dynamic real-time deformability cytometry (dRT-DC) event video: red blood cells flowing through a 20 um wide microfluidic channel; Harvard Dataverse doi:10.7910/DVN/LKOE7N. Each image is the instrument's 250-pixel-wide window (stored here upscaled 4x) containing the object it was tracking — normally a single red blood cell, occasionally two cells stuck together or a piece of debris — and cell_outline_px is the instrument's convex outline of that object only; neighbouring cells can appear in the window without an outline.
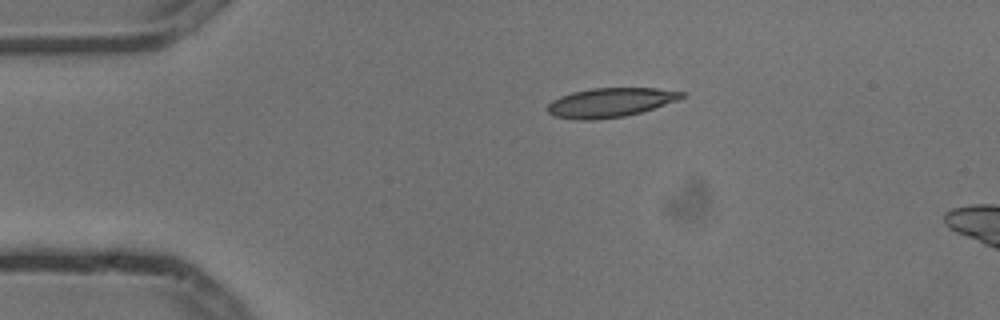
{"species": "common noctule bat (a hibernating species)", "species_latin": "Nyctalus noctula", "temperature_condition": "cold", "stored_images_in_passage": 4, "camera_frame_rate_fps": 3000, "um_per_image_px": 0.085, "animal": {"sex": "male", "body_mass_g": 13.3}, "frame": {"image": 1, "passage_image": 1, "time_ms": 0.0, "image_size_px": [1000, 320], "cell_outline_px": [[688, 96], [640, 112], [624, 116], [592, 120], [580, 120], [552, 116], [548, 112], [548, 104], [552, 100], [560, 96], [572, 92], [592, 88], [656, 88], [688, 92]], "centroid_in_image_um": [51.87, 8.7], "position_along_channel_um": 33.1, "area_um2": 22.83}}
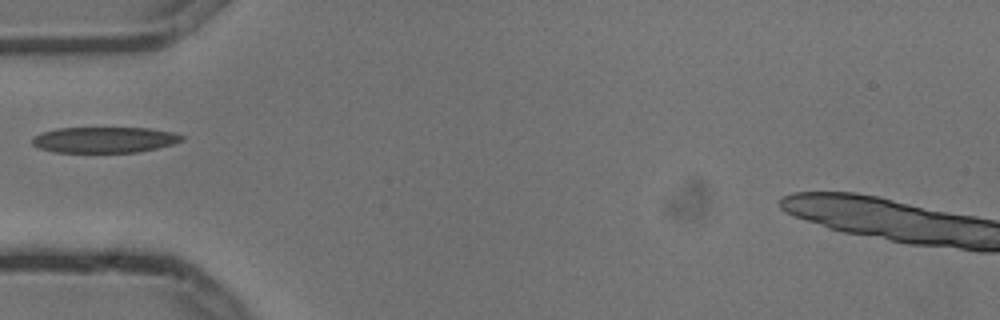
{"frame": {"image": 2, "passage_image": 3, "time_ms": 0.667, "image_size_px": [1000, 320], "cell_outline_px": [[184, 140], [172, 144], [156, 148], [136, 152], [56, 152], [40, 148], [32, 144], [32, 136], [56, 128], [148, 128], [172, 132], [184, 136]], "centroid_in_image_um": [8.87, 11.88], "position_along_channel_um": 76.1, "area_um2": 22.37}}
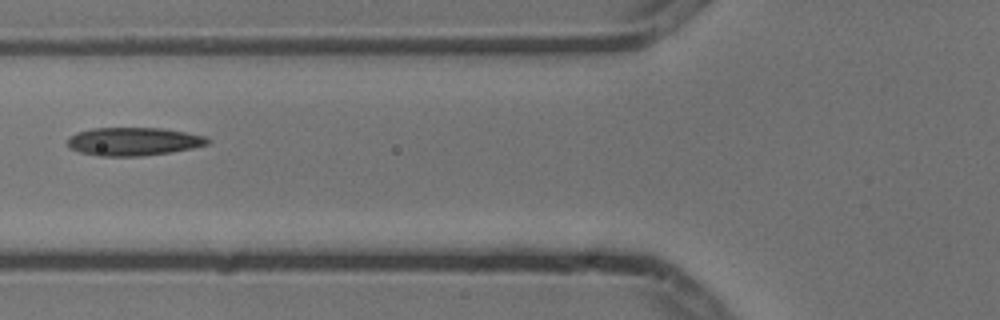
{"frame": {"image": 3, "passage_image": 4, "time_ms": 1.0, "image_size_px": [1000, 320], "cell_outline_px": [[212, 140], [208, 144], [192, 148], [168, 152], [140, 156], [96, 156], [80, 152], [68, 148], [68, 136], [76, 132], [92, 128], [160, 128], [184, 132], [204, 136]], "centroid_in_image_um": [11.29, 12.02], "position_along_channel_um": 114.5, "area_um2": 23.0}}